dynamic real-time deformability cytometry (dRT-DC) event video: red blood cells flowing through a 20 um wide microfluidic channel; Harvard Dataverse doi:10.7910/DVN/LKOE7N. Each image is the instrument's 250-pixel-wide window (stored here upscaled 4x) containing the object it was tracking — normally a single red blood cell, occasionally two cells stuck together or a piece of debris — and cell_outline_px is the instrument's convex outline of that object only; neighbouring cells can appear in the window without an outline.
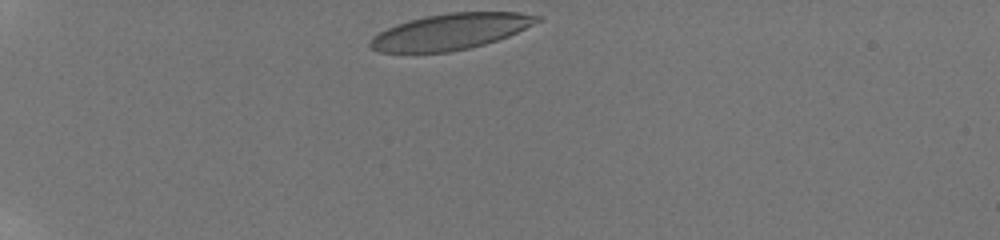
{"species": "human", "species_latin": "Homo sapiens", "temperature_condition": "room temperature", "stored_images_in_passage": 32, "camera_frame_rate_fps": 3000, "um_per_image_px": 0.085, "donor": {"sex": "male"}, "frame": {"image": 1, "passage_image": 1, "time_ms": 0.0, "image_size_px": [1000, 240], "cell_outline_px": [[544, 16], [540, 20], [508, 36], [484, 44], [468, 48], [448, 52], [380, 52], [372, 48], [368, 44], [372, 36], [396, 24], [408, 20], [424, 16], [448, 12], [520, 12]], "centroid_in_image_um": [38.28, 2.67], "position_along_channel_um": 46.7, "area_um2": 34.8}}
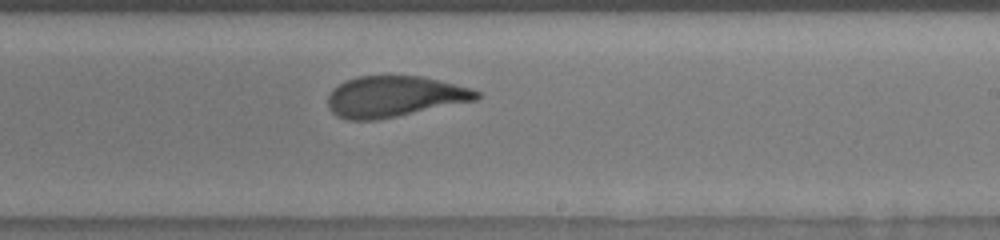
{"frame": {"image": 2, "passage_image": 19, "time_ms": 6.0, "image_size_px": [1000, 240], "cell_outline_px": [[480, 96], [476, 100], [376, 120], [348, 120], [336, 116], [328, 108], [328, 96], [332, 88], [356, 76], [420, 76], [472, 88], [480, 92]], "centroid_in_image_um": [33.49, 8.21], "position_along_channel_um": 255.5, "area_um2": 35.26}}
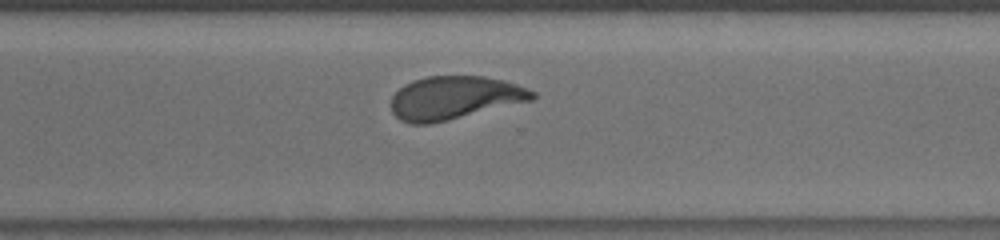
{"frame": {"image": 3, "passage_image": 24, "time_ms": 7.667, "image_size_px": [1000, 240], "cell_outline_px": [[536, 96], [532, 100], [432, 124], [412, 124], [400, 120], [392, 112], [392, 96], [404, 84], [412, 80], [428, 76], [484, 76], [504, 80], [528, 88], [536, 92]], "centroid_in_image_um": [38.63, 8.31], "position_along_channel_um": 332.0, "area_um2": 35.6}, "authors_computed_cell_mechanics": {"area_um2": 36.125, "velocity_mm_per_s": 3.838, "shape_relaxation_time_tau1_ms": 6.3707, "shape_relaxation_time_tau2_ms": 0.857, "deformation_change_tau1": 0.2189, "deformation_change_tau2": 0.0832}}